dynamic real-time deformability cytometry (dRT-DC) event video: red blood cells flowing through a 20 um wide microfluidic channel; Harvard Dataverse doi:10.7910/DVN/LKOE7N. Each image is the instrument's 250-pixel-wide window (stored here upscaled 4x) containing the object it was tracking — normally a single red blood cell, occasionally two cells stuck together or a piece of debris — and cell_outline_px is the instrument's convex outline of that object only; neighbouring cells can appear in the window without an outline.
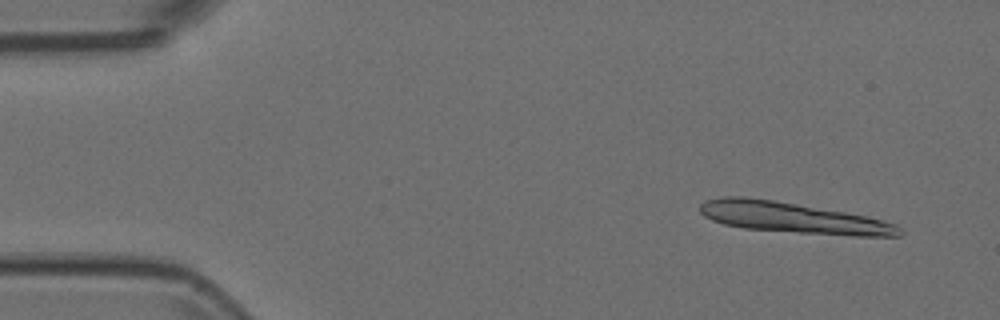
{"species": "Egyptian fruit bat (a non-hibernating species)", "species_latin": "Rousettus aegyptiacus", "temperature_condition": "room temperature", "stored_images_in_passage": 14, "camera_frame_rate_fps": 3000, "um_per_image_px": 0.085, "animal": {"sex": "female"}, "frame": {"image": 1, "passage_image": 4, "time_ms": 1.0, "image_size_px": [1000, 320], "cell_outline_px": [[904, 232], [900, 236], [852, 236], [744, 228], [724, 224], [712, 220], [704, 216], [700, 212], [700, 204], [704, 200], [724, 196], [744, 196], [772, 200], [868, 216], [896, 224]], "centroid_in_image_um": [67.39, 18.51], "position_along_channel_um": 17.6, "area_um2": 35.55}}